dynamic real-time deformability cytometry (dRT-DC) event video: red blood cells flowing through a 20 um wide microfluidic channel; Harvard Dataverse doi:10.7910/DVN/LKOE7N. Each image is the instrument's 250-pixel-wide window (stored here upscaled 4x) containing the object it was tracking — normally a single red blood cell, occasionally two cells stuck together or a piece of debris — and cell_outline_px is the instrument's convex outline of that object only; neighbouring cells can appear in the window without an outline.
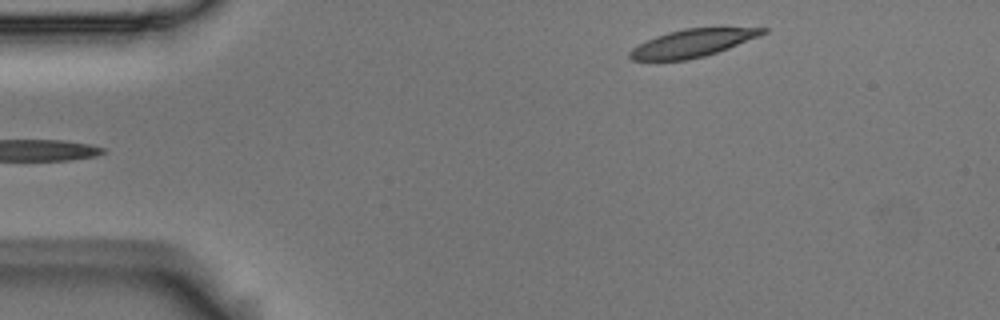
{"species": "Egyptian fruit bat (a non-hibernating species)", "species_latin": "Rousettus aegyptiacus", "temperature_condition": "room temperature", "stored_images_in_passage": 4, "segment_of_instrument_passage": [2, 2], "camera_frame_rate_fps": 3000, "um_per_image_px": 0.085, "animal": {"sex": "male"}, "frame": {"image": 1, "passage_image": 4, "time_ms": 1.0, "image_size_px": [1000, 320], "cell_outline_px": [[768, 32], [760, 36], [728, 48], [704, 56], [688, 60], [632, 60], [628, 56], [628, 52], [632, 48], [656, 36], [668, 32], [684, 28], [720, 24], [768, 28]], "centroid_in_image_um": [59.0, 3.59], "position_along_channel_um": 26.0, "area_um2": 22.43}}